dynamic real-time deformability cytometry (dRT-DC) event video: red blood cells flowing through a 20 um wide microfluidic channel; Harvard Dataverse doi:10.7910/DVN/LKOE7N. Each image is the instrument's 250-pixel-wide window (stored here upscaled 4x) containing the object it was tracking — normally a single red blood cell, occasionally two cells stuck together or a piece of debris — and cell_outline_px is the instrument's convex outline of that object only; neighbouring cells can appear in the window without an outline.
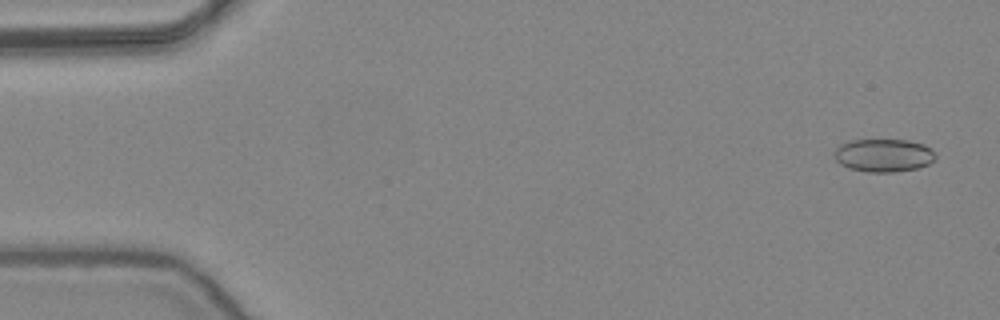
{"species": "common noctule bat (a hibernating species)", "species_latin": "Nyctalus noctula", "temperature_condition": "warm", "stored_images_in_passage": 30, "camera_frame_rate_fps": 3000, "um_per_image_px": 0.085, "animal": {"sex": "female", "body_mass_g": 24.6, "forearm_length_mm": 56.2}, "frame": {"image": 1, "passage_image": 3, "time_ms": 0.667, "image_size_px": [1000, 320], "cell_outline_px": [[936, 156], [928, 164], [920, 168], [896, 172], [868, 172], [848, 168], [840, 164], [836, 160], [836, 148], [840, 144], [848, 140], [908, 140], [924, 144], [932, 148]], "centroid_in_image_um": [75.13, 13.2], "position_along_channel_um": 9.9, "area_um2": 19.59}}
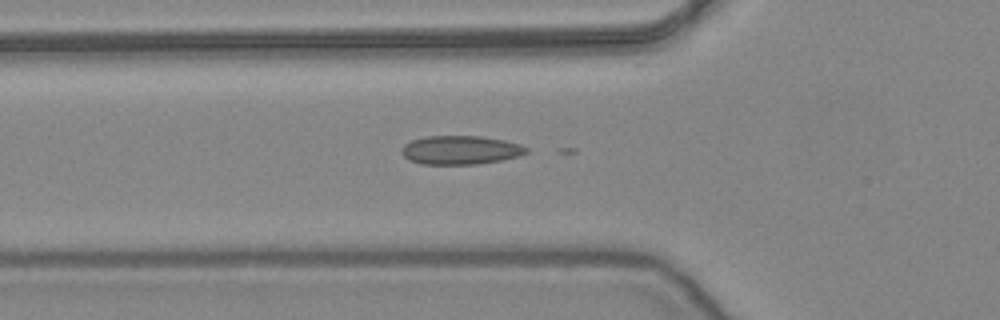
{"frame": {"image": 2, "passage_image": 19, "time_ms": 6.0, "image_size_px": [1000, 320], "cell_outline_px": [[528, 152], [520, 156], [504, 160], [476, 164], [424, 164], [408, 160], [400, 152], [400, 148], [404, 144], [412, 140], [424, 136], [480, 136], [504, 140], [520, 144], [528, 148]], "centroid_in_image_um": [39.14, 12.75], "position_along_channel_um": 86.7, "area_um2": 21.1}}
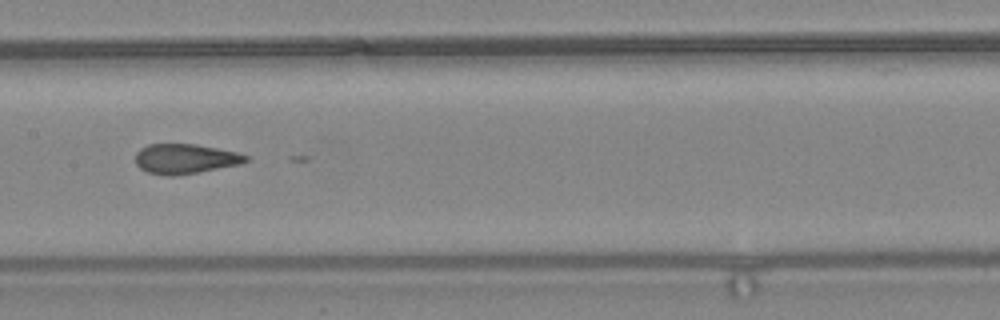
{"frame": {"image": 3, "passage_image": 27, "time_ms": 8.667, "image_size_px": [1000, 320], "cell_outline_px": [[248, 160], [240, 164], [176, 176], [168, 176], [148, 172], [140, 168], [136, 164], [136, 152], [140, 148], [148, 144], [196, 144], [236, 152], [248, 156]], "centroid_in_image_um": [15.71, 13.49], "position_along_channel_um": 191.7, "area_um2": 19.07}}